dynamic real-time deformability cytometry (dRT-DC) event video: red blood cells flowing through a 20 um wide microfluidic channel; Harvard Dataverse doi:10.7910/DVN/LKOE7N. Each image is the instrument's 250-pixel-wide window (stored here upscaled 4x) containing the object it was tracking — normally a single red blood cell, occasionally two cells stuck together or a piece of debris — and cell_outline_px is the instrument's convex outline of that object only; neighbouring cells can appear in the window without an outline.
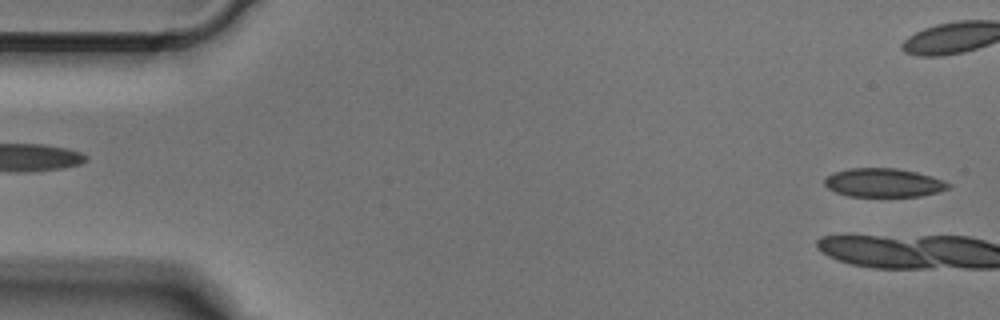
{"species": "Egyptian fruit bat (a non-hibernating species)", "species_latin": "Rousettus aegyptiacus", "temperature_condition": "cold", "stored_images_in_passage": 3, "camera_frame_rate_fps": 3000, "um_per_image_px": 0.085, "animal": {"sex": "male"}, "frame": {"image": 1, "passage_image": 1, "time_ms": 0.0, "image_size_px": [1000, 320], "cell_outline_px": [[952, 188], [920, 196], [848, 196], [836, 192], [828, 188], [824, 184], [824, 180], [828, 176], [836, 172], [848, 168], [896, 168], [916, 172], [932, 176], [944, 180], [952, 184]], "centroid_in_image_um": [75.14, 15.53], "position_along_channel_um": 9.9, "area_um2": 20.69}}